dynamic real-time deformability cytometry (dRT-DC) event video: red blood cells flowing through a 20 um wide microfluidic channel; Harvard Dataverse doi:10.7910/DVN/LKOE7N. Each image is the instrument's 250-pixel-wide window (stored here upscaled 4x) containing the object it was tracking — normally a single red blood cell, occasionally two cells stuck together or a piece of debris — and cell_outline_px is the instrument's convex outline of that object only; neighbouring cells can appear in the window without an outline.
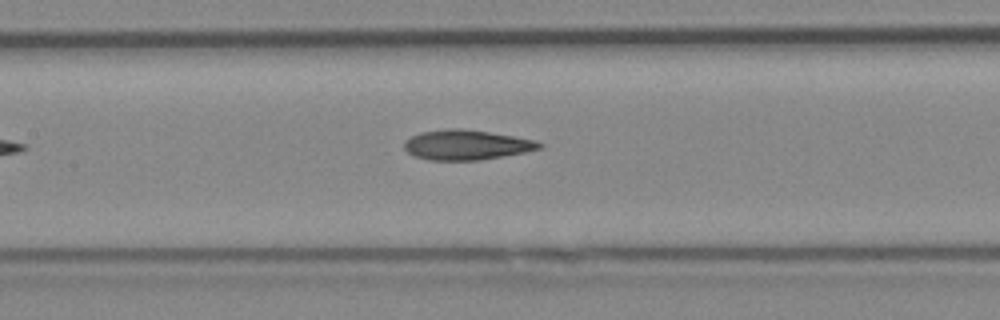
{"species": "Egyptian fruit bat (a non-hibernating species)", "species_latin": "Rousettus aegyptiacus", "temperature_condition": "cold", "stored_images_in_passage": 6, "camera_frame_rate_fps": 3000, "um_per_image_px": 0.085, "animal": {"sex": "female"}, "frame": {"image": 1, "passage_image": 6, "time_ms": 1.667, "image_size_px": [1000, 320], "cell_outline_px": [[544, 144], [540, 148], [524, 152], [480, 160], [428, 160], [416, 156], [408, 152], [404, 148], [404, 140], [420, 132], [448, 128], [464, 128], [536, 140]], "centroid_in_image_um": [39.62, 12.31], "position_along_channel_um": 167.8, "area_um2": 23.47}}